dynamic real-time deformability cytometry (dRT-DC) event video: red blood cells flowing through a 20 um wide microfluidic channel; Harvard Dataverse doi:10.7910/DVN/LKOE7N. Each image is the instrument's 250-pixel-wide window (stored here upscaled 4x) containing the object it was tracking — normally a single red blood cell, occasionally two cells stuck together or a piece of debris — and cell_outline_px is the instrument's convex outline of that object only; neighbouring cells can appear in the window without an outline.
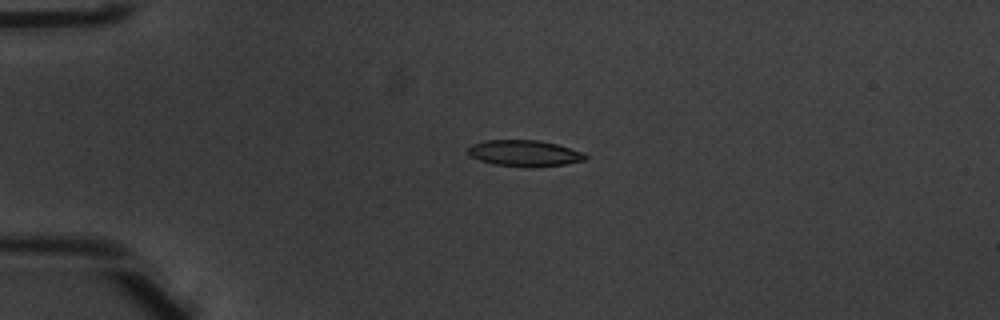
{"species": "common noctule bat (a hibernating species)", "species_latin": "Nyctalus noctula", "temperature_condition": "warm", "stored_images_in_passage": 4, "camera_frame_rate_fps": 3000, "um_per_image_px": 0.085, "animal": {"sex": "male", "body_mass_g": 20.1, "forearm_length_mm": 53.5}, "frame": {"image": 1, "passage_image": 3, "time_ms": 0.667, "image_size_px": [1000, 320], "cell_outline_px": [[588, 156], [584, 160], [564, 164], [532, 168], [492, 164], [480, 160], [472, 156], [468, 152], [468, 148], [472, 144], [484, 140], [540, 140], [556, 144], [584, 152]], "centroid_in_image_um": [44.59, 13.03], "position_along_channel_um": 40.4, "area_um2": 17.98}}